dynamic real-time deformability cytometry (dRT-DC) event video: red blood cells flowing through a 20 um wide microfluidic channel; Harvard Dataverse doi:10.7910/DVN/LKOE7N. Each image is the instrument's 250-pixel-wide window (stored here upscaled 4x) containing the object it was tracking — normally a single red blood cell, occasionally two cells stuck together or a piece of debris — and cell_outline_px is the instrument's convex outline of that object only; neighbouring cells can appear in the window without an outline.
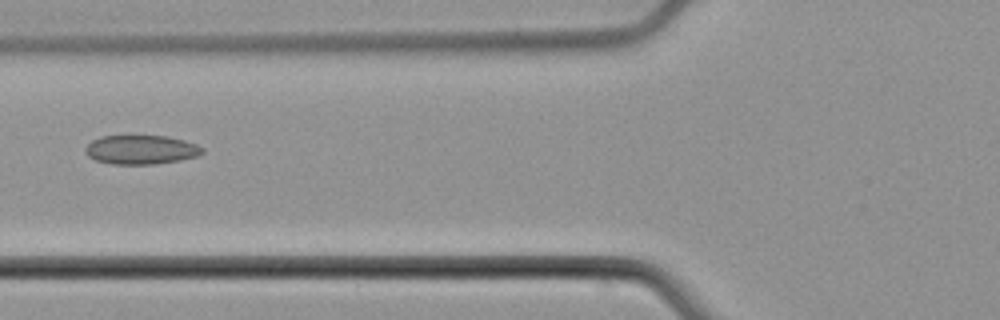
{"species": "common noctule bat (a hibernating species)", "species_latin": "Nyctalus noctula", "temperature_condition": "cold", "stored_images_in_passage": 5, "camera_frame_rate_fps": 3000, "um_per_image_px": 0.085, "animal": {"sex": "male", "body_mass_g": 21.5, "forearm_length_mm": 52.0}, "frame": {"image": 1, "passage_image": 5, "time_ms": 6.0, "image_size_px": [1000, 320], "cell_outline_px": [[204, 152], [196, 156], [180, 160], [152, 164], [112, 164], [96, 160], [88, 156], [84, 148], [92, 140], [100, 136], [168, 136], [184, 140], [196, 144], [204, 148]], "centroid_in_image_um": [11.99, 12.72], "position_along_channel_um": 113.8, "area_um2": 19.77}}